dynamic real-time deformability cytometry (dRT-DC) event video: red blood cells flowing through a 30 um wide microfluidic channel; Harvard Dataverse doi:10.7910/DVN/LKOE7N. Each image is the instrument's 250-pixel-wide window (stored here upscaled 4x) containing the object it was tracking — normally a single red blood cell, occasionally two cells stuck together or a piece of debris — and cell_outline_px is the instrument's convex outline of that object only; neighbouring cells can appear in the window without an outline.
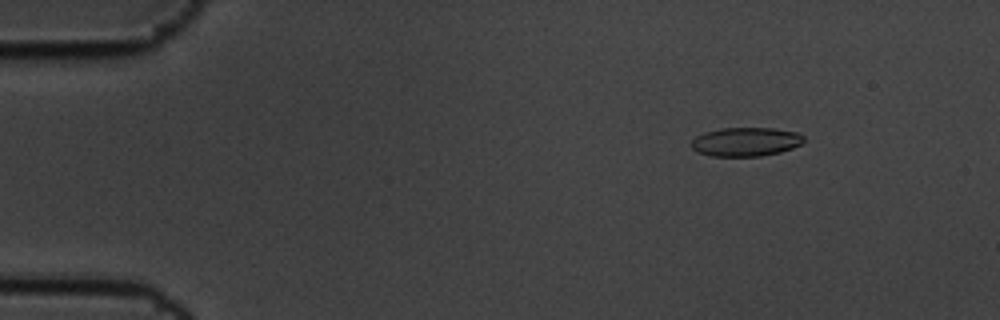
{"species": "common noctule bat (a hibernating species)", "species_latin": "Nyctalus noctula", "temperature_condition": "cold", "stored_images_in_passage": 5, "camera_frame_rate_fps": 3000, "um_per_image_px": 0.085, "animal": {"sex": "male", "body_mass_g": 19.5, "forearm_length_mm": 54.6}, "frame": {"image": 1, "passage_image": 2, "time_ms": 0.333, "image_size_px": [1000, 320], "cell_outline_px": [[804, 140], [800, 144], [792, 148], [780, 152], [760, 156], [712, 156], [696, 152], [688, 144], [696, 136], [704, 132], [720, 128], [772, 128], [796, 132], [804, 136]], "centroid_in_image_um": [63.34, 12.05], "position_along_channel_um": 21.7, "area_um2": 19.02}}
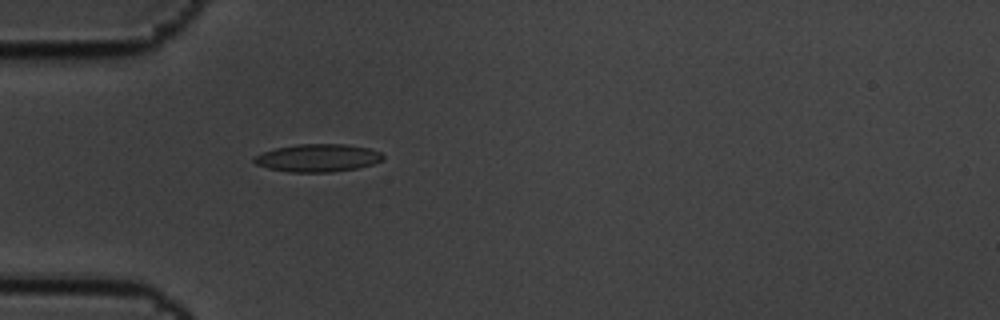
{"frame": {"image": 2, "passage_image": 5, "time_ms": 1.333, "image_size_px": [1000, 320], "cell_outline_px": [[384, 160], [372, 164], [356, 168], [332, 172], [288, 172], [268, 168], [256, 164], [252, 160], [256, 156], [264, 152], [276, 148], [296, 144], [348, 144], [368, 148], [380, 152], [384, 156]], "centroid_in_image_um": [27.03, 13.42], "position_along_channel_um": 58.0, "area_um2": 20.81}}